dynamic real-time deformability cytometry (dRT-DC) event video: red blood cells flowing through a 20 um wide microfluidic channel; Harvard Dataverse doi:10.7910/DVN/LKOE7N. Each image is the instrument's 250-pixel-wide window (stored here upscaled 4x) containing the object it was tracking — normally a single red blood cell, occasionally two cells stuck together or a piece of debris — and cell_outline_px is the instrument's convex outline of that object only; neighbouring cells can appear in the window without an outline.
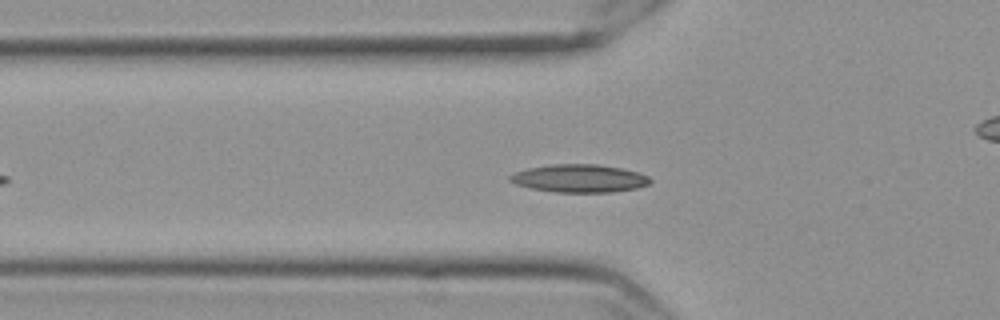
{"species": "Egyptian fruit bat (a non-hibernating species)", "species_latin": "Rousettus aegyptiacus", "temperature_condition": "cold", "stored_images_in_passage": 46, "camera_frame_rate_fps": 3000, "um_per_image_px": 0.085, "frame": {"image": 1, "passage_image": 12, "time_ms": 3.667, "image_size_px": [1000, 320], "cell_outline_px": [[652, 180], [648, 184], [636, 188], [612, 192], [556, 192], [532, 188], [516, 184], [508, 180], [508, 176], [516, 172], [528, 168], [552, 164], [596, 164], [620, 168], [636, 172], [648, 176]], "centroid_in_image_um": [49.23, 15.16], "position_along_channel_um": 76.6, "area_um2": 22.6}}
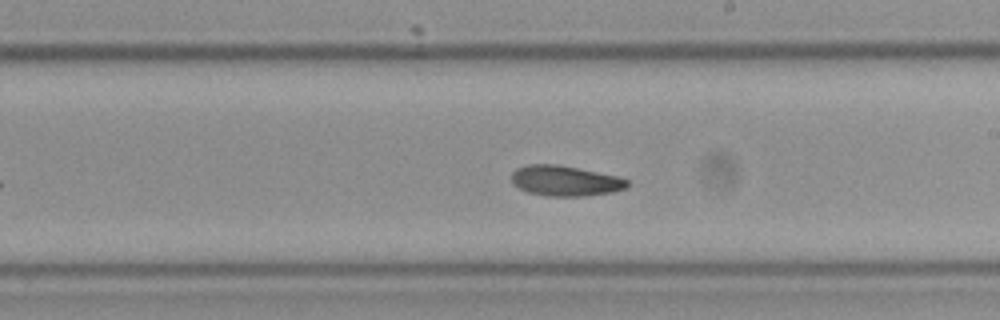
{"frame": {"image": 2, "passage_image": 26, "time_ms": 8.333, "image_size_px": [1000, 320], "cell_outline_px": [[628, 188], [612, 192], [584, 196], [548, 196], [528, 192], [512, 184], [512, 172], [516, 168], [528, 164], [556, 164], [616, 176], [628, 180]], "centroid_in_image_um": [48.02, 15.37], "position_along_channel_um": 241.0, "area_um2": 20.35}}
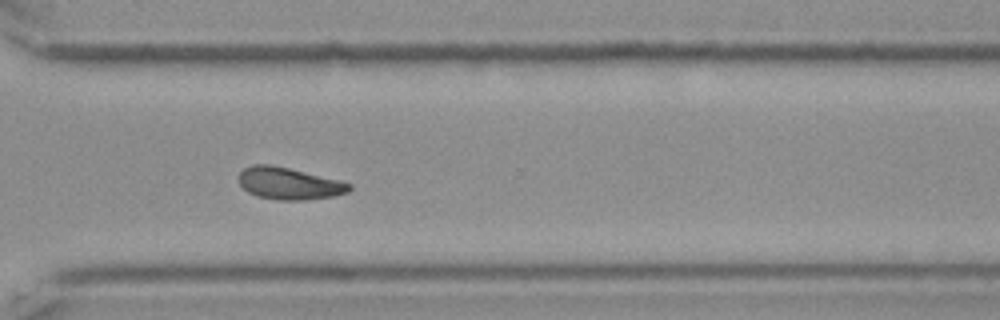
{"frame": {"image": 3, "passage_image": 35, "time_ms": 11.333, "image_size_px": [1000, 320], "cell_outline_px": [[352, 188], [348, 192], [332, 196], [304, 200], [276, 200], [260, 196], [248, 192], [236, 180], [236, 176], [244, 168], [252, 164], [268, 164], [288, 168], [340, 180], [352, 184]], "centroid_in_image_um": [24.54, 15.59], "position_along_channel_um": 346.1, "area_um2": 20.63}, "authors_computed_cell_mechanics": {"area_um2": 20.1433, "velocity_mm_per_s": 3.5031, "shape_relaxation_time_tau1_ms": null, "shape_relaxation_time_tau2_ms": 7.4513, "deformation_change_tau1": null, "deformation_change_tau2": 0.141}}